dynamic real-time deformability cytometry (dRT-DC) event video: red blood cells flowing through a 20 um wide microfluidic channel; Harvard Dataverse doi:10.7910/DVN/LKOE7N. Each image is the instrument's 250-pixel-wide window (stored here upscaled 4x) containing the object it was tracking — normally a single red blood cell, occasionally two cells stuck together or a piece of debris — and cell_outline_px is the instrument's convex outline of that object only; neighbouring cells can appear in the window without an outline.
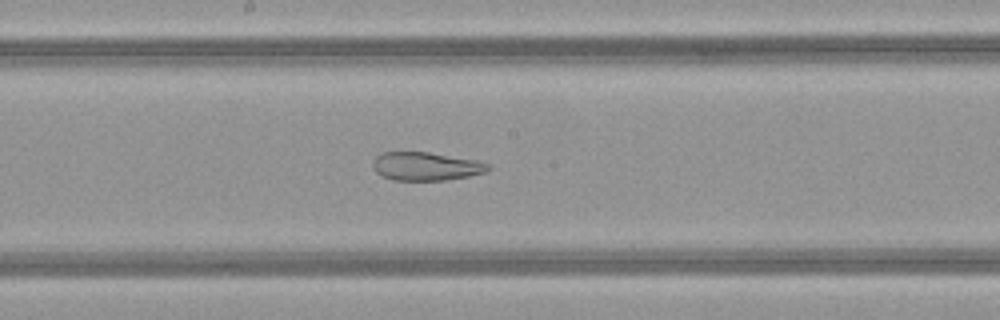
{"species": "common noctule bat (a hibernating species)", "species_latin": "Nyctalus noctula", "temperature_condition": "warm", "stored_images_in_passage": 45, "camera_frame_rate_fps": 3000, "um_per_image_px": 0.085, "animal": {"sex": "female", "body_mass_g": 21.9}, "frame": {"image": 1, "passage_image": 22, "time_ms": 7.0, "image_size_px": [1000, 320], "cell_outline_px": [[492, 168], [488, 172], [468, 176], [444, 180], [392, 180], [380, 176], [372, 168], [372, 160], [380, 152], [428, 152], [476, 160], [488, 164]], "centroid_in_image_um": [36.17, 14.14], "position_along_channel_um": 212.0, "area_um2": 19.25}}
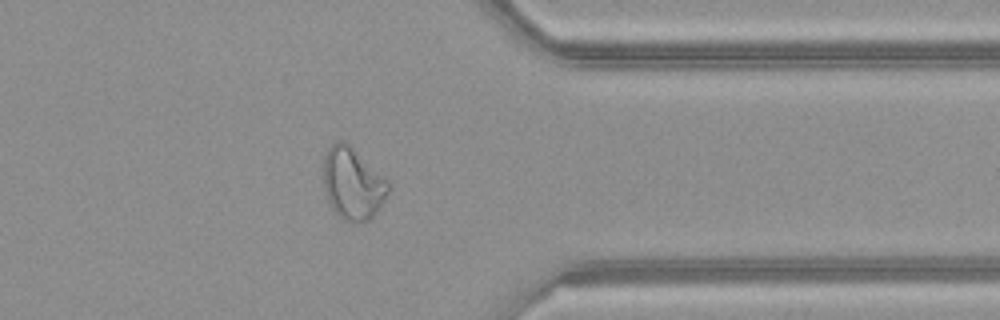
{"frame": {"image": 2, "passage_image": 35, "time_ms": 11.333, "image_size_px": [1000, 320], "cell_outline_px": [[388, 192], [384, 200], [376, 212], [368, 220], [344, 220], [332, 212], [328, 204], [324, 188], [324, 156], [328, 148], [336, 140], [344, 140], [384, 176], [388, 180]], "centroid_in_image_um": [29.94, 15.59], "position_along_channel_um": 381.5, "area_um2": 26.99}}
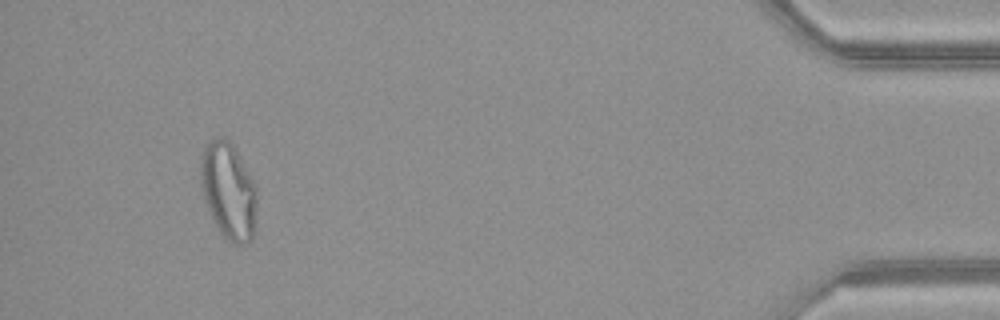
{"frame": {"image": 3, "passage_image": 42, "time_ms": 13.667, "image_size_px": [1000, 320], "cell_outline_px": [[256, 224], [252, 240], [248, 244], [232, 244], [220, 232], [212, 220], [204, 200], [200, 184], [200, 160], [204, 148], [212, 140], [220, 136], [228, 140], [232, 144], [256, 184]], "centroid_in_image_um": [19.43, 16.27], "position_along_channel_um": 415.8, "area_um2": 32.02}, "authors_computed_cell_mechanics": {"area_um2": 27.3394, "velocity_mm_per_s": 4.1485, "shape_relaxation_time_tau1_ms": null, "shape_relaxation_time_tau2_ms": 2.0761, "deformation_change_tau1": null, "deformation_change_tau2": 0.1043}}